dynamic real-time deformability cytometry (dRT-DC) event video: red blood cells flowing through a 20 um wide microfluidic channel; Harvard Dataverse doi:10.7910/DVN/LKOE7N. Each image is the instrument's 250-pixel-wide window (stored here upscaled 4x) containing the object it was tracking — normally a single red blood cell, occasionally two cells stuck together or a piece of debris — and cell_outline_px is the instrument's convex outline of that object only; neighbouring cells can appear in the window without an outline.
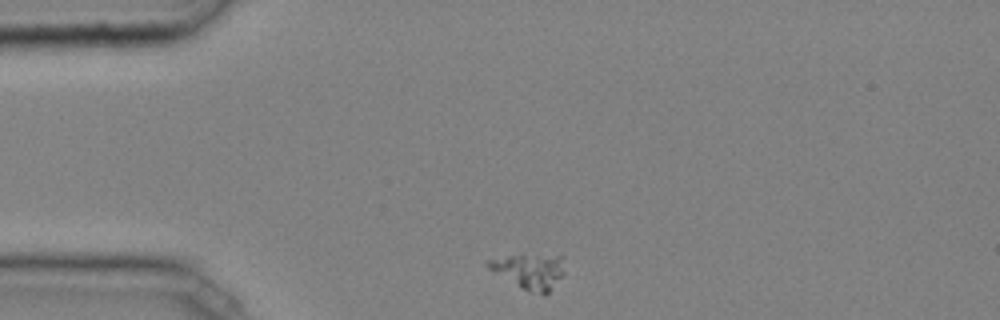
{"species": "common noctule bat (a hibernating species)", "species_latin": "Nyctalus noctula", "temperature_condition": "cold", "stored_images_in_passage": 39, "camera_frame_rate_fps": 3000, "um_per_image_px": 0.085, "animal": {"sex": "male", "body_mass_g": 20.4}, "frame": {"image": 1, "passage_image": 1, "time_ms": 0.0, "image_size_px": [1000, 320], "cell_outline_px": [[564, 272], [548, 292], [544, 296], [532, 292], [524, 288], [488, 268], [484, 264], [488, 260], [520, 252], [560, 256]], "centroid_in_image_um": [44.98, 22.98], "position_along_channel_um": 40.0, "area_um2": 15.55}}
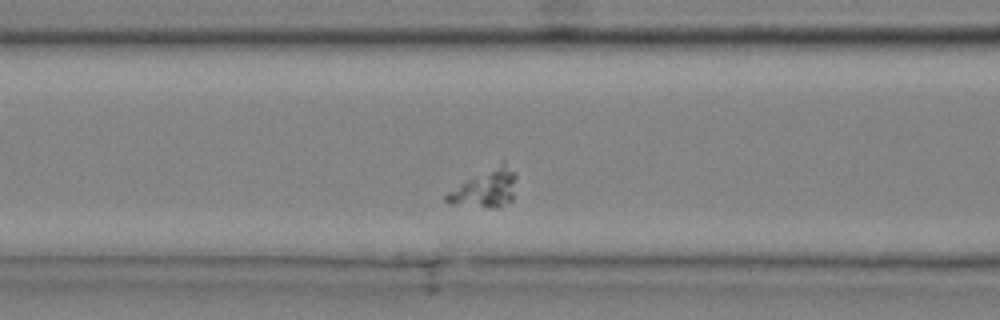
{"frame": {"image": 2, "passage_image": 10, "time_ms": 3.0, "image_size_px": [1000, 320], "cell_outline_px": [[516, 176], [512, 200], [496, 208], [448, 204], [444, 200], [444, 196], [448, 192], [472, 176], [504, 160], [516, 172]], "centroid_in_image_um": [41.27, 15.99], "position_along_channel_um": 125.3, "area_um2": 15.55}}
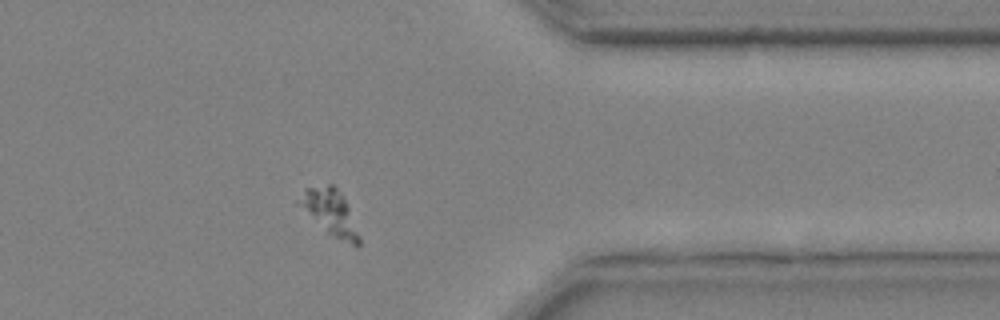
{"frame": {"image": 3, "passage_image": 31, "time_ms": 10.0, "image_size_px": [1000, 320], "cell_outline_px": [[360, 244], [356, 248], [328, 232], [296, 204], [296, 200], [304, 188], [328, 184], [332, 184], [344, 196], [360, 236]], "centroid_in_image_um": [28.05, 18.02], "position_along_channel_um": 383.3, "area_um2": 15.84}}